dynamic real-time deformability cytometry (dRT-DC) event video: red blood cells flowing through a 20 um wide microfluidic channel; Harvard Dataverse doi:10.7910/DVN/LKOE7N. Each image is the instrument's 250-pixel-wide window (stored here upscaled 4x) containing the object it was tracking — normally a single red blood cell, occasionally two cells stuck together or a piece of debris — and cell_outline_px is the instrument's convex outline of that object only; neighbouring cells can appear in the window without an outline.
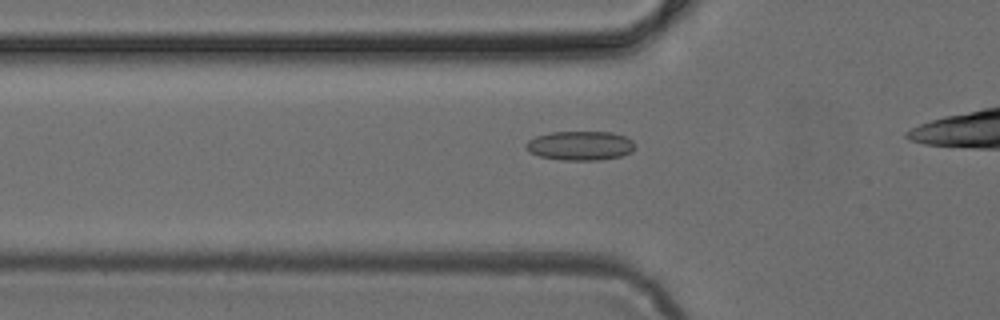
{"species": "common noctule bat (a hibernating species)", "species_latin": "Nyctalus noctula", "temperature_condition": "cold", "stored_images_in_passage": 35, "camera_frame_rate_fps": 3000, "um_per_image_px": 0.085, "animal": {"sex": "female", "body_mass_g": 24.6, "forearm_length_mm": 56.2}, "frame": {"image": 1, "passage_image": 11, "time_ms": 3.333, "image_size_px": [1000, 320], "cell_outline_px": [[636, 148], [632, 152], [620, 156], [600, 160], [560, 160], [540, 156], [528, 152], [524, 148], [524, 144], [528, 140], [536, 136], [552, 132], [612, 132], [624, 136], [632, 140], [636, 144]], "centroid_in_image_um": [49.31, 12.38], "position_along_channel_um": 76.5, "area_um2": 18.79}}
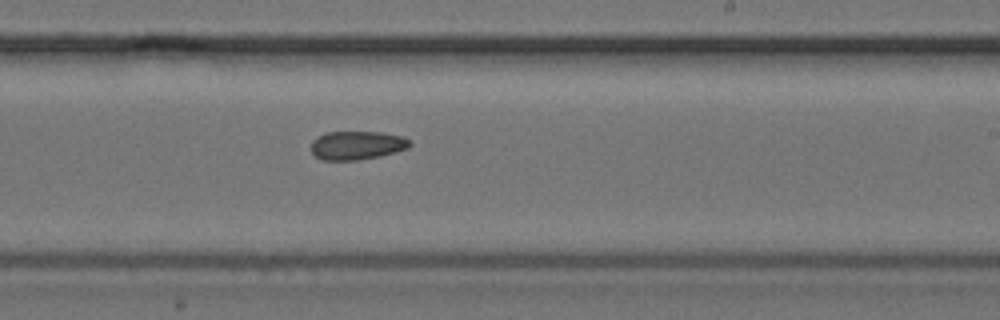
{"frame": {"image": 2, "passage_image": 24, "time_ms": 7.667, "image_size_px": [1000, 320], "cell_outline_px": [[412, 144], [408, 148], [396, 152], [380, 156], [356, 160], [324, 160], [316, 156], [312, 152], [312, 140], [316, 136], [328, 132], [384, 132], [404, 136]], "centroid_in_image_um": [30.36, 12.34], "position_along_channel_um": 258.6, "area_um2": 16.53}}
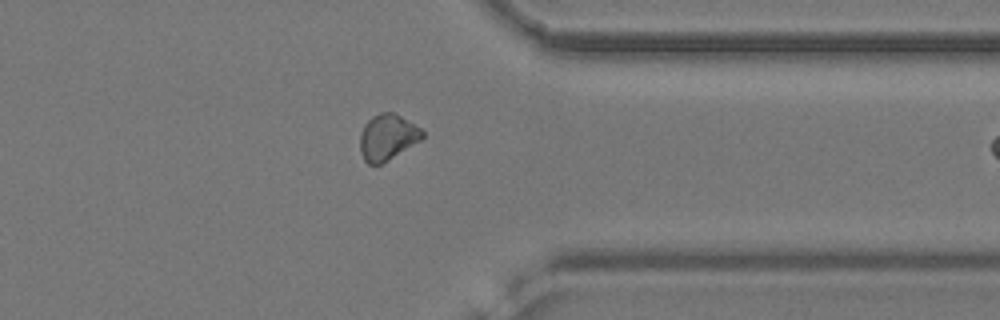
{"frame": {"image": 3, "passage_image": 33, "time_ms": 10.667, "image_size_px": [1000, 320], "cell_outline_px": [[424, 136], [420, 140], [388, 160], [380, 164], [368, 164], [364, 160], [360, 152], [360, 132], [364, 124], [372, 116], [380, 112], [392, 112], [400, 116], [420, 128], [424, 132]], "centroid_in_image_um": [32.9, 11.66], "position_along_channel_um": 378.5, "area_um2": 16.53}}